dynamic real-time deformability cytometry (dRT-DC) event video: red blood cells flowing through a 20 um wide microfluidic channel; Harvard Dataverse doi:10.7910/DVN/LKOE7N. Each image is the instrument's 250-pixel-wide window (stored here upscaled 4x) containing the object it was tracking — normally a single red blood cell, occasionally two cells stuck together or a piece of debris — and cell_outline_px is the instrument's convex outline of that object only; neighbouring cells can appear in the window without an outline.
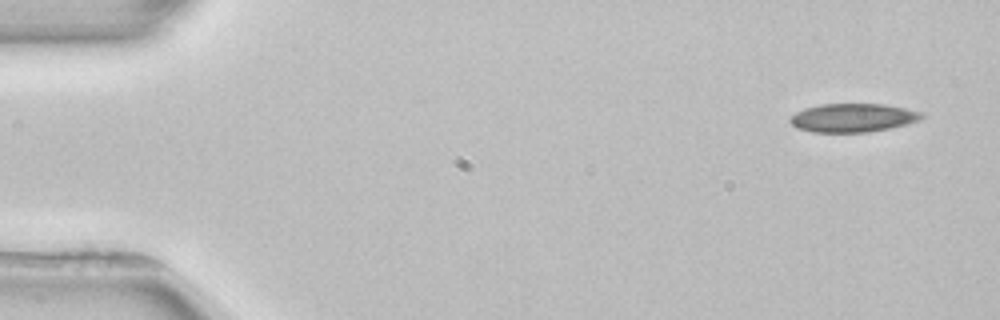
{"species": "common noctule bat (a hibernating species)", "species_latin": "Nyctalus noctula", "temperature_condition": "room temperature", "stored_images_in_passage": 3, "camera_frame_rate_fps": 3000, "um_per_image_px": 0.085, "animal": {"sex": "female", "body_mass_g": 22.7, "forearm_length_mm": 54.2}, "frame": {"image": 1, "passage_image": 1, "time_ms": 0.0, "image_size_px": [1000, 320], "cell_outline_px": [[924, 116], [920, 120], [888, 128], [868, 132], [812, 132], [796, 128], [788, 120], [796, 112], [804, 108], [820, 104], [884, 104], [924, 112]], "centroid_in_image_um": [72.47, 10.0], "position_along_channel_um": 12.5, "area_um2": 21.85}}